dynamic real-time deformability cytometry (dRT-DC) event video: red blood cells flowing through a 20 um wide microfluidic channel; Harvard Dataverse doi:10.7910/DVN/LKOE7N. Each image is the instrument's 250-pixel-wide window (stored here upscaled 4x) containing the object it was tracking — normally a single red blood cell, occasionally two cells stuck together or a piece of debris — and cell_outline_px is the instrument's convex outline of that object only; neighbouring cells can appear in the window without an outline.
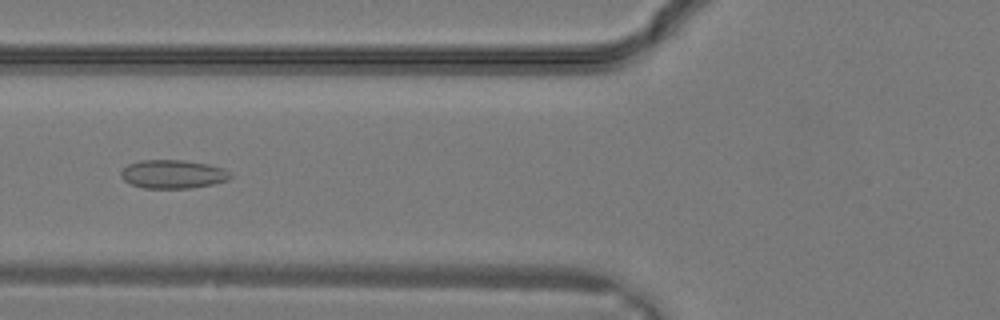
{"species": "common noctule bat (a hibernating species)", "species_latin": "Nyctalus noctula", "temperature_condition": "warm", "stored_images_in_passage": 32, "camera_frame_rate_fps": 3000, "um_per_image_px": 0.085, "animal": {"sex": "male", "body_mass_g": 19.2, "forearm_length_mm": 51.8}, "frame": {"image": 1, "passage_image": 13, "time_ms": 4.0, "image_size_px": [1000, 320], "cell_outline_px": [[232, 176], [228, 180], [212, 184], [192, 188], [144, 188], [132, 184], [124, 180], [120, 176], [120, 172], [128, 164], [140, 160], [184, 160], [208, 164], [224, 168]], "centroid_in_image_um": [14.69, 14.8], "position_along_channel_um": 111.1, "area_um2": 18.21}}
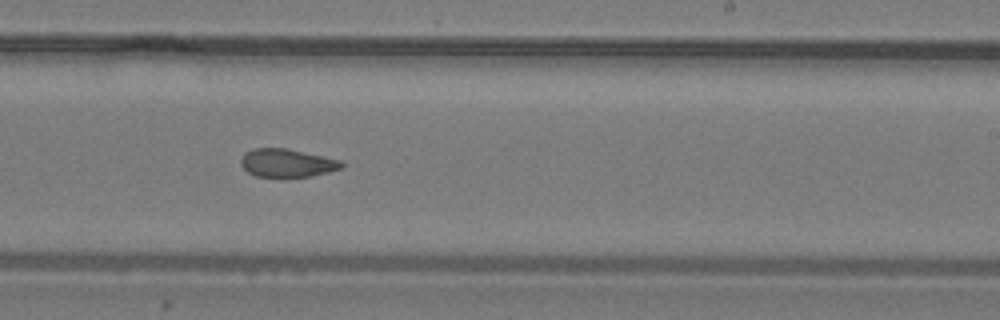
{"frame": {"image": 2, "passage_image": 20, "time_ms": 6.333, "image_size_px": [1000, 320], "cell_outline_px": [[344, 168], [312, 176], [256, 176], [248, 172], [240, 164], [240, 160], [244, 152], [252, 148], [288, 148], [340, 160], [344, 164]], "centroid_in_image_um": [24.39, 13.83], "position_along_channel_um": 264.6, "area_um2": 16.53}}
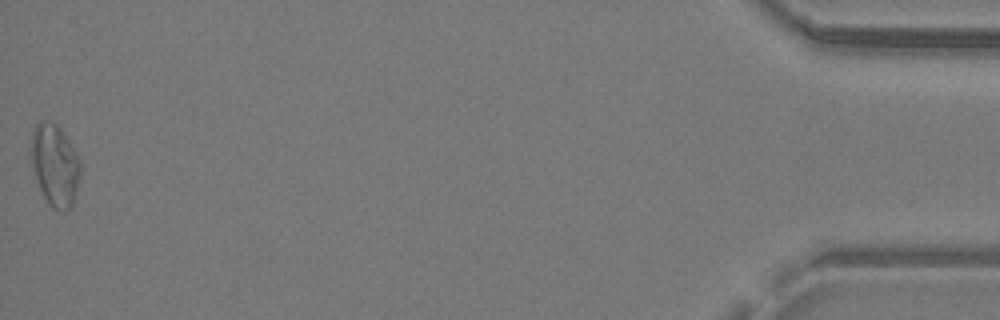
{"frame": {"image": 3, "passage_image": 32, "time_ms": 10.333, "image_size_px": [1000, 320], "cell_outline_px": [[80, 176], [76, 192], [72, 204], [68, 208], [56, 208], [44, 196], [40, 188], [28, 152], [32, 132], [36, 124], [40, 120], [56, 124], [60, 128], [80, 160]], "centroid_in_image_um": [4.63, 13.95], "position_along_channel_um": 430.6, "area_um2": 22.95}}